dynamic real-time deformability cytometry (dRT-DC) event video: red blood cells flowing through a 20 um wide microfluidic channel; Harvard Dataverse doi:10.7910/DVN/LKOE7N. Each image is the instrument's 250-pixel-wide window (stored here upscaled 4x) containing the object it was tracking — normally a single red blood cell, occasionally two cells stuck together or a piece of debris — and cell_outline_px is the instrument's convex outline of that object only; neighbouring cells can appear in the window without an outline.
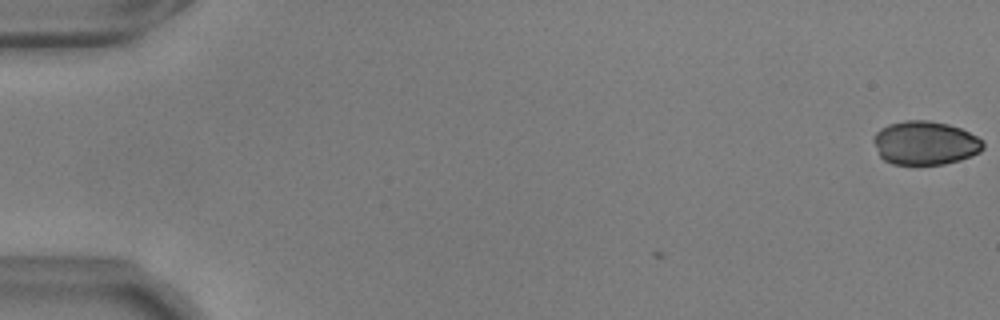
{"species": "common noctule bat (a hibernating species)", "species_latin": "Nyctalus noctula", "temperature_condition": "warm", "stored_images_in_passage": 2, "camera_frame_rate_fps": 3000, "um_per_image_px": 0.085, "animal": {"sex": "male", "body_mass_g": 17.9, "forearm_length_mm": 54.2}, "frame": {"image": 1, "passage_image": 2, "time_ms": 0.333, "image_size_px": [1000, 320], "cell_outline_px": [[984, 148], [980, 152], [960, 160], [944, 164], [892, 164], [884, 160], [880, 156], [872, 140], [876, 132], [880, 128], [888, 124], [904, 120], [928, 120], [948, 124], [960, 128], [984, 140]], "centroid_in_image_um": [78.63, 12.14], "position_along_channel_um": 6.4, "area_um2": 28.03}}